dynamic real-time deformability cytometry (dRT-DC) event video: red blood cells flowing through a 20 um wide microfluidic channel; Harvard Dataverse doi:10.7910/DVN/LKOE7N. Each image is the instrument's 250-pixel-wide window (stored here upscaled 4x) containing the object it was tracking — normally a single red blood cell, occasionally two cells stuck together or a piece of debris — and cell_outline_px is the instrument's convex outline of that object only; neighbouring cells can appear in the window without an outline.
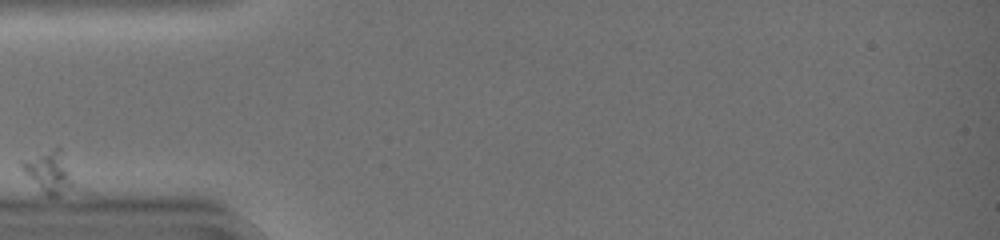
{"species": "common noctule bat (a hibernating species)", "species_latin": "Nyctalus noctula", "temperature_condition": "warm", "stored_images_in_passage": 2, "camera_frame_rate_fps": 3000, "um_per_image_px": 0.085, "animal": {"sex": "female", "body_mass_g": 19.0, "forearm_length_mm": 51.5}, "frame": {"image": 1, "passage_image": 1, "time_ms": 0.0, "image_size_px": [1000, 240], "cell_outline_px": [[188, 200], [144, 204], [52, 200], [44, 196], [40, 192], [24, 172], [20, 164], [20, 160], [56, 148], [60, 148]], "centroid_in_image_um": [7.46, 15.37], "position_along_channel_um": 77.5, "area_um2": 36.18}}